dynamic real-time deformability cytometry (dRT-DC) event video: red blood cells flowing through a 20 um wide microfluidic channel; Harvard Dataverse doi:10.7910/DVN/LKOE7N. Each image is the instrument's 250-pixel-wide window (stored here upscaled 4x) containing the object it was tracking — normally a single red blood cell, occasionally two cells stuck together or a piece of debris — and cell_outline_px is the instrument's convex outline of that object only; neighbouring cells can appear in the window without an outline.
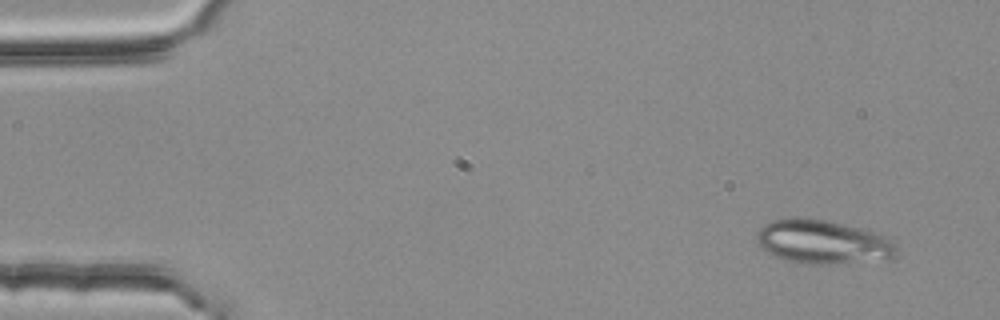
{"species": "common noctule bat (a hibernating species)", "species_latin": "Nyctalus noctula", "temperature_condition": "room temperature", "stored_images_in_passage": 3, "camera_frame_rate_fps": 3000, "um_per_image_px": 0.085, "animal": {"sex": "female", "body_mass_g": 25.1}, "frame": {"image": 1, "passage_image": 1, "time_ms": 0.0, "image_size_px": [1000, 320], "cell_outline_px": [[896, 252], [892, 256], [828, 264], [820, 264], [784, 260], [768, 252], [756, 240], [756, 232], [764, 224], [772, 220], [792, 216], [804, 216], [824, 220], [860, 228], [876, 232], [892, 240], [896, 248]], "centroid_in_image_um": [69.83, 20.51], "position_along_channel_um": 15.2, "area_um2": 34.97}}